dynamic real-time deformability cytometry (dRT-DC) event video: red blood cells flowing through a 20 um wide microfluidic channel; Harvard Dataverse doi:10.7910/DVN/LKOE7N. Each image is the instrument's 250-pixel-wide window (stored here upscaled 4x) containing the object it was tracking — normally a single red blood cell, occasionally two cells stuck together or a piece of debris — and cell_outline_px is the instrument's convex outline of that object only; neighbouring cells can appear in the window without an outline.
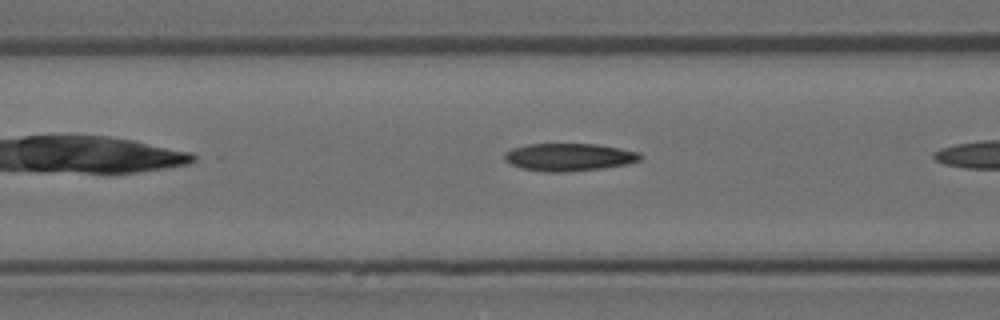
{"species": "Egyptian fruit bat (a non-hibernating species)", "species_latin": "Rousettus aegyptiacus", "temperature_condition": "room temperature", "stored_images_in_passage": 16, "camera_frame_rate_fps": 3000, "um_per_image_px": 0.085, "animal": {"sex": "female"}, "frame": {"image": 1, "passage_image": 10, "time_ms": 3.0, "image_size_px": [1000, 320], "cell_outline_px": [[644, 156], [640, 160], [628, 164], [604, 168], [564, 172], [544, 172], [524, 168], [512, 164], [504, 160], [504, 152], [512, 148], [528, 144], [596, 144], [620, 148], [640, 152]], "centroid_in_image_um": [48.4, 13.35], "position_along_channel_um": 118.2, "area_um2": 21.96}}